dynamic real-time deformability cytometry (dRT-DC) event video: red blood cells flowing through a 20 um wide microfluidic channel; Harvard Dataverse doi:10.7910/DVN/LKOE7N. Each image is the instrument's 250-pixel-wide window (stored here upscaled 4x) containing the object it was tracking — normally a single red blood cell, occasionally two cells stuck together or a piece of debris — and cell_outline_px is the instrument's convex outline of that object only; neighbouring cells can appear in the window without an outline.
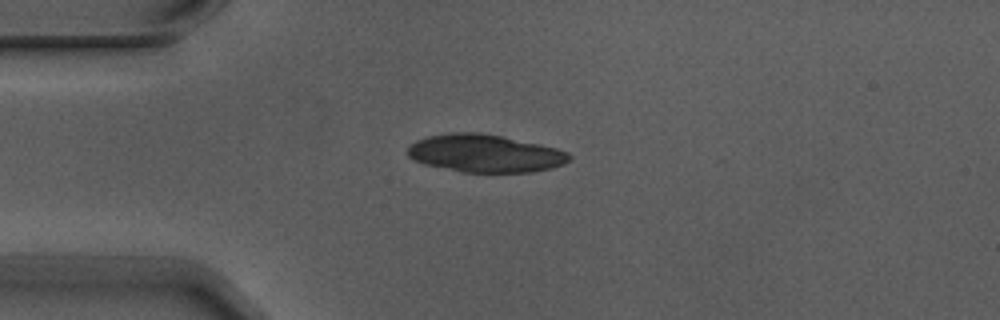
{"species": "Egyptian fruit bat (a non-hibernating species)", "species_latin": "Rousettus aegyptiacus", "temperature_condition": "warm", "stored_images_in_passage": 2, "camera_frame_rate_fps": 3000, "um_per_image_px": 0.085, "animal": {"sex": "male"}, "frame": {"image": 1, "passage_image": 2, "time_ms": 0.333, "image_size_px": [1000, 320], "cell_outline_px": [[572, 156], [564, 164], [552, 168], [532, 172], [464, 172], [424, 164], [408, 156], [408, 144], [416, 140], [428, 136], [452, 132], [476, 132], [504, 136], [540, 144], [556, 148], [568, 152]], "centroid_in_image_um": [41.23, 13.03], "position_along_channel_um": 43.8, "area_um2": 35.6}}